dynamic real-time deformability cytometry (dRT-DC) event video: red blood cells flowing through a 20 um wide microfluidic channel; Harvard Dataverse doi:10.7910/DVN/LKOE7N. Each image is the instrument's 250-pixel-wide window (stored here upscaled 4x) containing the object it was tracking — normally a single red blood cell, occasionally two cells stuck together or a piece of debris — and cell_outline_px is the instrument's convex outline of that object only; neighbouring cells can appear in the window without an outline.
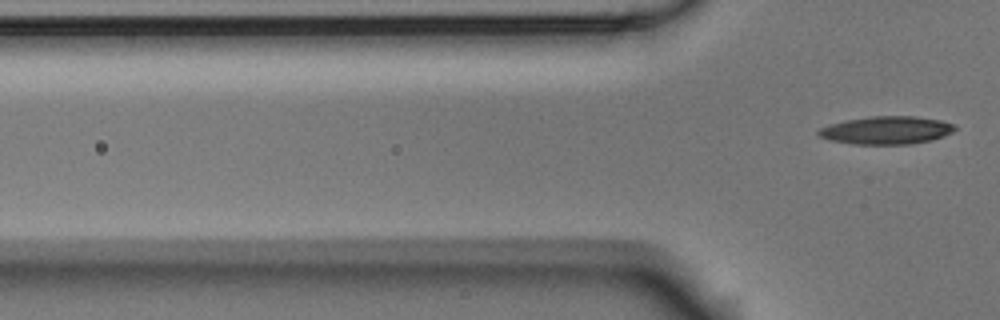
{"species": "Egyptian fruit bat (a non-hibernating species)", "species_latin": "Rousettus aegyptiacus", "temperature_condition": "room temperature", "stored_images_in_passage": 5, "camera_frame_rate_fps": 3000, "um_per_image_px": 0.085, "animal": {"sex": "male"}, "frame": {"image": 1, "passage_image": 5, "time_ms": 1.333, "image_size_px": [1000, 320], "cell_outline_px": [[956, 128], [952, 132], [944, 136], [932, 140], [912, 144], [852, 144], [828, 140], [820, 136], [816, 132], [820, 128], [828, 124], [844, 120], [872, 116], [916, 116], [940, 120], [956, 124]], "centroid_in_image_um": [75.34, 11.07], "position_along_channel_um": 50.5, "area_um2": 22.43}}